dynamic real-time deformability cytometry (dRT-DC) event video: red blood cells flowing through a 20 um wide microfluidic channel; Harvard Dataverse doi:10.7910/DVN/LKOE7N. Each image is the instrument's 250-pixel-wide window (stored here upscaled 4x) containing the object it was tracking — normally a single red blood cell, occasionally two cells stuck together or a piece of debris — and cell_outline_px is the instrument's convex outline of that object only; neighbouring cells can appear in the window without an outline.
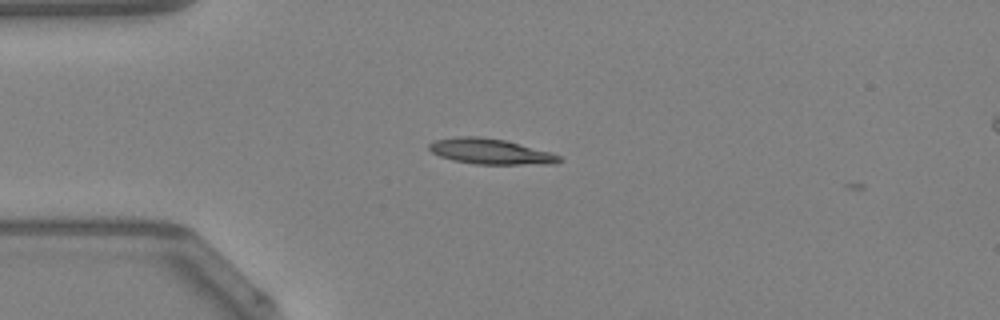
{"species": "Egyptian fruit bat (a non-hibernating species)", "species_latin": "Rousettus aegyptiacus", "temperature_condition": "warm", "stored_images_in_passage": 3, "camera_frame_rate_fps": 3000, "um_per_image_px": 0.085, "animal": {"sex": "female"}, "frame": {"image": 1, "passage_image": 1, "time_ms": 0.0, "image_size_px": [1000, 320], "cell_outline_px": [[564, 160], [552, 164], [476, 164], [452, 160], [440, 156], [432, 152], [428, 148], [428, 144], [436, 140], [460, 136], [476, 136], [504, 140], [548, 152], [560, 156]], "centroid_in_image_um": [41.66, 12.88], "position_along_channel_um": 43.3, "area_um2": 19.02}}